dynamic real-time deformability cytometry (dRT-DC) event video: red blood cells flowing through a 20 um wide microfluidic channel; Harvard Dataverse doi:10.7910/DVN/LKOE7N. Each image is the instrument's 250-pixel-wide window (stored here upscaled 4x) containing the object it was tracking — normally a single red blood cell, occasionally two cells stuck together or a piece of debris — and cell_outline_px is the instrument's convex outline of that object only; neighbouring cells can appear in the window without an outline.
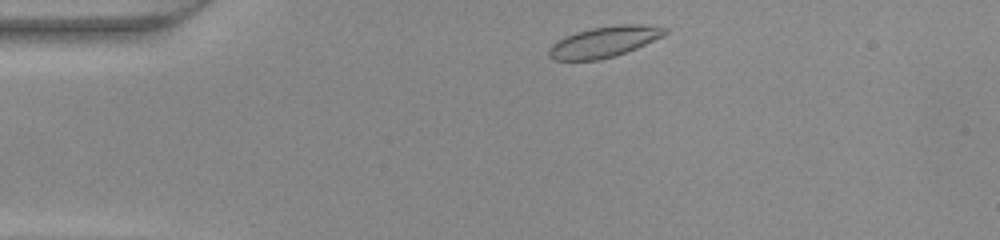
{"species": "common noctule bat (a hibernating species)", "species_latin": "Nyctalus noctula", "temperature_condition": "warm", "stored_images_in_passage": 41, "camera_frame_rate_fps": 3000, "um_per_image_px": 0.085, "animal": {"sex": "female", "body_mass_g": 22.0, "forearm_length_mm": 56.7}, "frame": {"image": 1, "passage_image": 2, "time_ms": 0.333, "image_size_px": [1000, 240], "cell_outline_px": [[668, 32], [664, 36], [636, 48], [616, 56], [600, 60], [552, 60], [548, 56], [548, 48], [556, 40], [564, 36], [576, 32], [592, 28], [616, 24], [640, 24], [668, 28]], "centroid_in_image_um": [51.34, 3.55], "position_along_channel_um": 33.7, "area_um2": 21.1}}
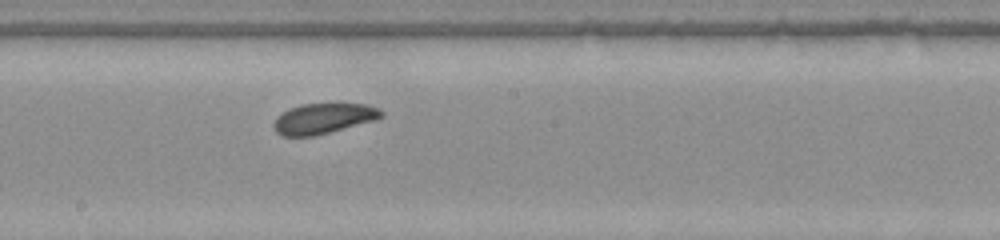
{"frame": {"image": 2, "passage_image": 19, "time_ms": 6.0, "image_size_px": [1000, 240], "cell_outline_px": [[384, 116], [376, 120], [316, 136], [280, 136], [276, 132], [272, 124], [276, 116], [288, 108], [300, 104], [328, 100], [340, 100], [368, 104], [384, 112]], "centroid_in_image_um": [27.51, 10.0], "position_along_channel_um": 220.7, "area_um2": 20.46}}
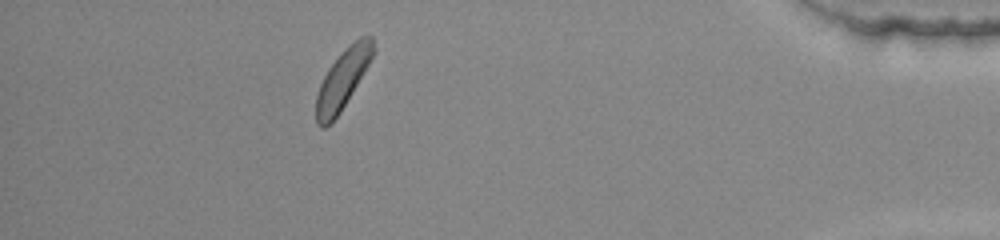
{"frame": {"image": 3, "passage_image": 36, "time_ms": 11.667, "image_size_px": [1000, 240], "cell_outline_px": [[372, 56], [368, 64], [340, 112], [324, 128], [320, 128], [316, 124], [316, 96], [320, 84], [328, 68], [344, 48], [360, 36], [372, 36]], "centroid_in_image_um": [29.07, 6.75], "position_along_channel_um": 406.1, "area_um2": 19.07}}